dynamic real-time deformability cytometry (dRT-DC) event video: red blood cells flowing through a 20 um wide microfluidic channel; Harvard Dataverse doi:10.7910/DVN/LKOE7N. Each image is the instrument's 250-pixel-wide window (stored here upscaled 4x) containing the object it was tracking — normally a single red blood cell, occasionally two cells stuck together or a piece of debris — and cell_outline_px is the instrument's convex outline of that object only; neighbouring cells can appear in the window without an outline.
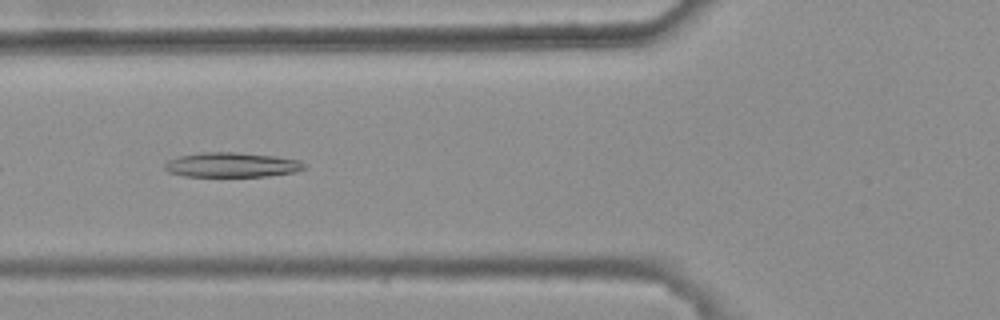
{"species": "common noctule bat (a hibernating species)", "species_latin": "Nyctalus noctula", "temperature_condition": "warm", "stored_images_in_passage": 7, "camera_frame_rate_fps": 3000, "um_per_image_px": 0.085, "animal": {"sex": "female", "body_mass_g": 25.1}, "frame": {"image": 1, "passage_image": 5, "time_ms": 1.333, "image_size_px": [1000, 320], "cell_outline_px": [[304, 168], [296, 172], [268, 176], [184, 176], [168, 172], [164, 168], [164, 164], [168, 160], [180, 156], [200, 152], [240, 152], [276, 156], [300, 160], [304, 164]], "centroid_in_image_um": [19.69, 14.0], "position_along_channel_um": 106.1, "area_um2": 20.17}}
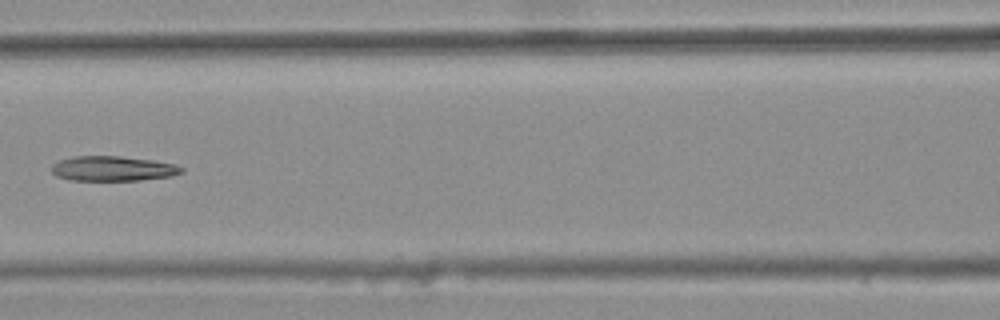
{"frame": {"image": 2, "passage_image": 6, "time_ms": 1.667, "image_size_px": [1000, 320], "cell_outline_px": [[184, 172], [172, 176], [140, 180], [68, 180], [56, 176], [52, 172], [52, 164], [60, 160], [72, 156], [120, 156], [152, 160], [176, 164], [184, 168]], "centroid_in_image_um": [9.6, 14.33], "position_along_channel_um": 157.0, "area_um2": 18.96}}
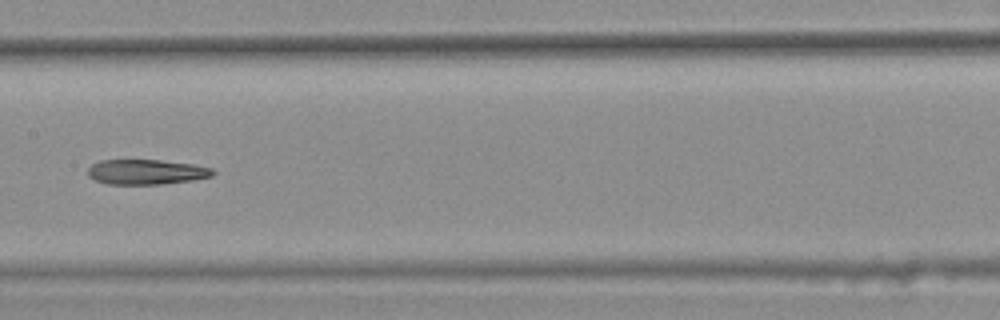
{"frame": {"image": 3, "passage_image": 7, "time_ms": 2.0, "image_size_px": [1000, 320], "cell_outline_px": [[216, 172], [212, 176], [192, 180], [160, 184], [108, 184], [96, 180], [88, 176], [88, 168], [92, 164], [100, 160], [160, 160], [192, 164], [212, 168]], "centroid_in_image_um": [12.43, 14.61], "position_along_channel_um": 195.0, "area_um2": 18.15}}